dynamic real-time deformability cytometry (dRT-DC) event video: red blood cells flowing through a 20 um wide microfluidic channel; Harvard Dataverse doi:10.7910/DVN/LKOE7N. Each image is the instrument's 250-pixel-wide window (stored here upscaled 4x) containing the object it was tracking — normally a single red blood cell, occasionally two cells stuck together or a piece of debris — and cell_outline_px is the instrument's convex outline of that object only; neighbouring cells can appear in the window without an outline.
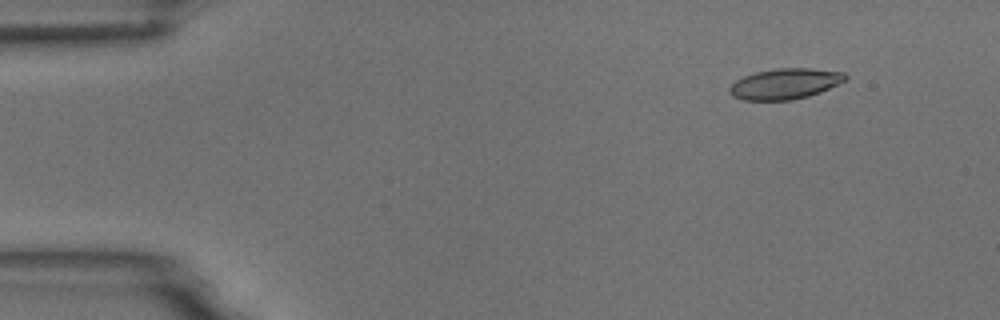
{"species": "common noctule bat (a hibernating species)", "species_latin": "Nyctalus noctula", "temperature_condition": "room temperature", "stored_images_in_passage": 4, "camera_frame_rate_fps": 3000, "um_per_image_px": 0.085, "animal": {"sex": "male", "body_mass_g": 18.8}, "frame": {"image": 1, "passage_image": 1, "time_ms": 0.0, "image_size_px": [1000, 320], "cell_outline_px": [[848, 76], [844, 80], [820, 92], [808, 96], [792, 100], [744, 100], [732, 96], [728, 92], [728, 88], [736, 80], [744, 76], [756, 72], [776, 68], [808, 68], [844, 72]], "centroid_in_image_um": [66.68, 7.12], "position_along_channel_um": 18.3, "area_um2": 20.58}}
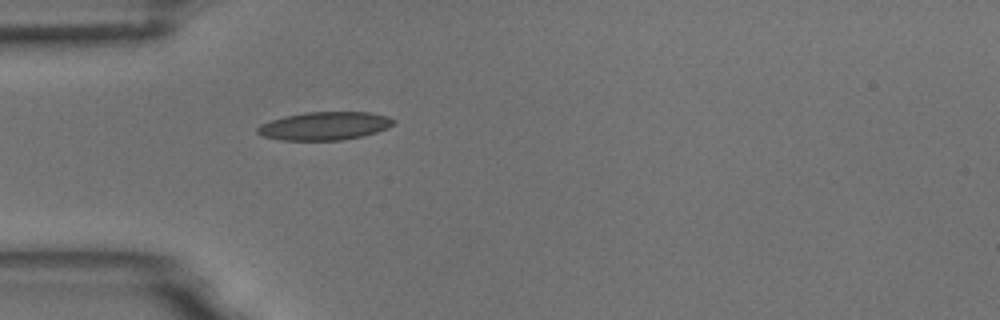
{"frame": {"image": 2, "passage_image": 4, "time_ms": 1.0, "image_size_px": [1000, 320], "cell_outline_px": [[396, 120], [388, 128], [364, 136], [340, 140], [280, 140], [264, 136], [256, 132], [256, 128], [260, 124], [284, 116], [304, 112], [372, 112], [388, 116]], "centroid_in_image_um": [27.6, 10.7], "position_along_channel_um": 57.4, "area_um2": 22.43}}